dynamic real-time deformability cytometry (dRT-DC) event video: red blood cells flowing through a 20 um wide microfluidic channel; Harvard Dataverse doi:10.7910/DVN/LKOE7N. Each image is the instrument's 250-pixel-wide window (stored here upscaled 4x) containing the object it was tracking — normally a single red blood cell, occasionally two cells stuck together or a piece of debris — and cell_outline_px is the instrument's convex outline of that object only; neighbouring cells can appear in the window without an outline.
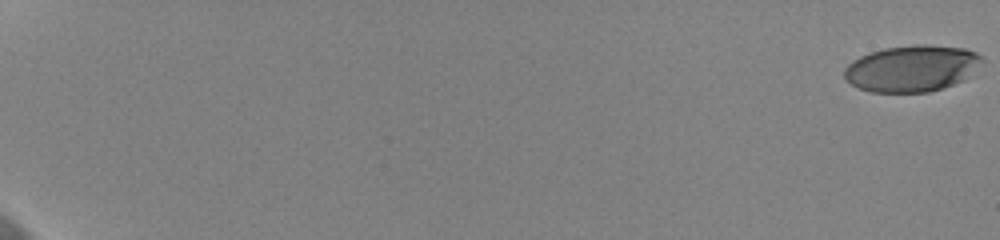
{"species": "human", "species_latin": "Homo sapiens", "temperature_condition": "cold", "stored_images_in_passage": 59, "camera_frame_rate_fps": 3000, "um_per_image_px": 0.085, "donor": {"sex": "female"}, "frame": {"image": 1, "passage_image": 1, "time_ms": 0.0, "image_size_px": [1000, 240], "cell_outline_px": [[984, 60], [964, 80], [928, 92], [872, 92], [860, 88], [852, 84], [844, 76], [844, 68], [852, 60], [860, 56], [884, 48], [916, 44], [924, 44], [964, 48], [976, 52]], "centroid_in_image_um": [77.5, 5.8], "position_along_channel_um": 7.5, "area_um2": 36.99}}
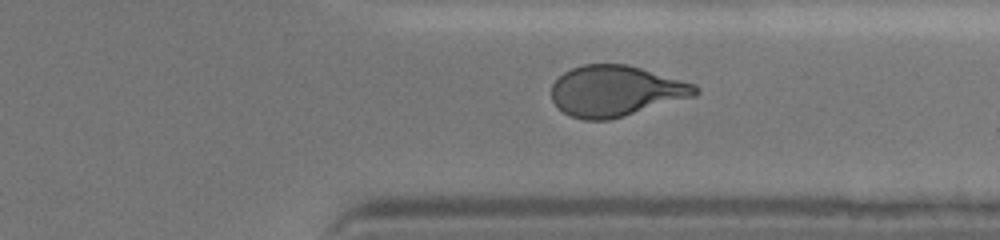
{"frame": {"image": 2, "passage_image": 49, "time_ms": 16.0, "image_size_px": [1000, 240], "cell_outline_px": [[700, 92], [696, 96], [624, 116], [608, 120], [584, 120], [572, 116], [564, 112], [552, 100], [552, 84], [564, 72], [572, 68], [584, 64], [628, 64], [696, 84], [700, 88]], "centroid_in_image_um": [52.38, 7.73], "position_along_channel_um": 359.0, "area_um2": 42.6}}
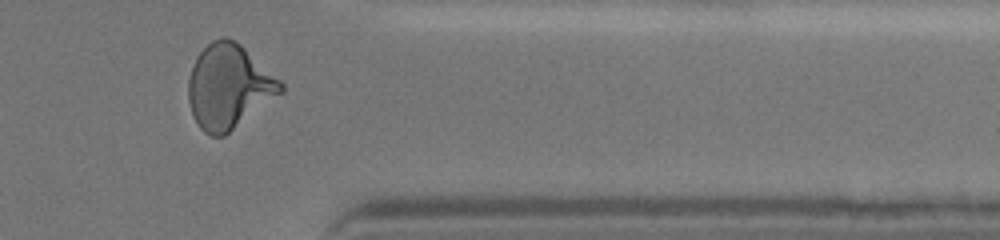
{"frame": {"image": 3, "passage_image": 52, "time_ms": 17.0, "image_size_px": [1000, 240], "cell_outline_px": [[284, 92], [224, 136], [212, 136], [204, 132], [200, 128], [192, 116], [188, 100], [188, 80], [196, 56], [212, 40], [224, 36], [236, 40], [280, 80], [284, 84]], "centroid_in_image_um": [19.44, 7.36], "position_along_channel_um": 392.0, "area_um2": 45.37}, "authors_computed_cell_mechanics": {"area_um2": 42.5986, "velocity_mm_per_s": 3.6455, "shape_relaxation_time_tau1_ms": 4.9036, "shape_relaxation_time_tau2_ms": 1.3086, "deformation_change_tau1": 0.1896, "deformation_change_tau2": 0.0839}}